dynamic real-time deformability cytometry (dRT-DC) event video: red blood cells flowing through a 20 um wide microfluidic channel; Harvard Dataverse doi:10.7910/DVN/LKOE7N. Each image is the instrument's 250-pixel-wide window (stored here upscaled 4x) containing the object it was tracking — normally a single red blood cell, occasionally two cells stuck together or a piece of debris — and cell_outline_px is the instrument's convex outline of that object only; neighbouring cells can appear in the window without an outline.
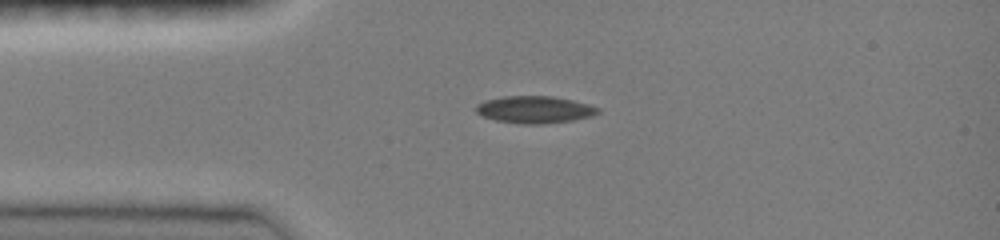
{"species": "common noctule bat (a hibernating species)", "species_latin": "Nyctalus noctula", "temperature_condition": "room temperature", "stored_images_in_passage": 21, "camera_frame_rate_fps": 3000, "um_per_image_px": 0.085, "animal": {"sex": "female", "body_mass_g": 19.0, "forearm_length_mm": 51.5}, "frame": {"image": 1, "passage_image": 1, "time_ms": 0.0, "image_size_px": [1000, 240], "cell_outline_px": [[600, 112], [592, 116], [572, 120], [540, 124], [524, 124], [496, 120], [484, 116], [476, 112], [476, 104], [484, 100], [504, 96], [552, 96], [572, 100], [588, 104], [600, 108]], "centroid_in_image_um": [45.45, 9.31], "position_along_channel_um": 39.6, "area_um2": 19.19}}
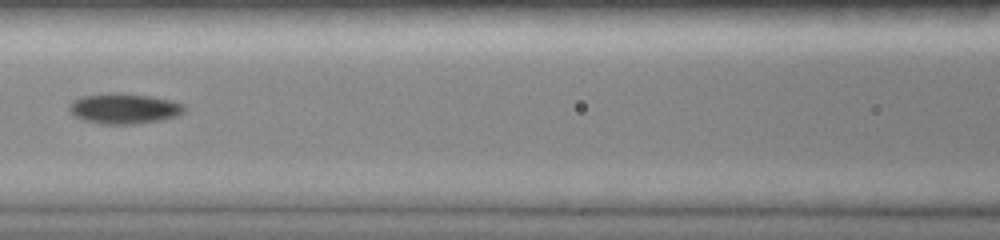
{"frame": {"image": 2, "passage_image": 9, "time_ms": 3.333, "image_size_px": [1000, 240], "cell_outline_px": [[184, 112], [176, 116], [160, 120], [136, 124], [104, 124], [84, 120], [72, 116], [68, 108], [68, 104], [72, 100], [80, 96], [108, 92], [120, 92], [152, 96], [172, 100], [184, 104]], "centroid_in_image_um": [10.5, 9.21], "position_along_channel_um": 156.1, "area_um2": 20.81}}
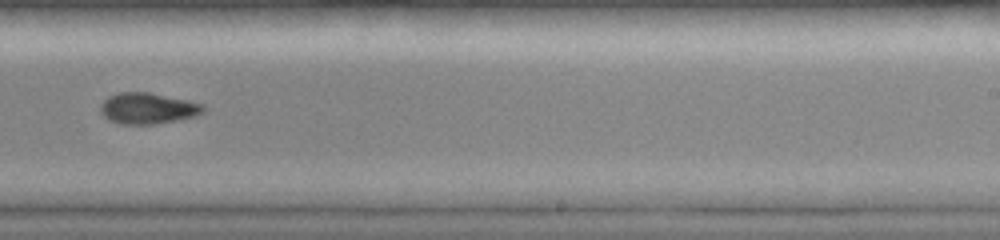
{"frame": {"image": 3, "passage_image": 19, "time_ms": 6.333, "image_size_px": [1000, 240], "cell_outline_px": [[204, 112], [196, 116], [180, 120], [152, 124], [120, 124], [108, 120], [100, 112], [100, 104], [108, 96], [120, 92], [148, 92], [188, 100], [204, 104]], "centroid_in_image_um": [12.56, 9.21], "position_along_channel_um": 276.4, "area_um2": 18.79}}